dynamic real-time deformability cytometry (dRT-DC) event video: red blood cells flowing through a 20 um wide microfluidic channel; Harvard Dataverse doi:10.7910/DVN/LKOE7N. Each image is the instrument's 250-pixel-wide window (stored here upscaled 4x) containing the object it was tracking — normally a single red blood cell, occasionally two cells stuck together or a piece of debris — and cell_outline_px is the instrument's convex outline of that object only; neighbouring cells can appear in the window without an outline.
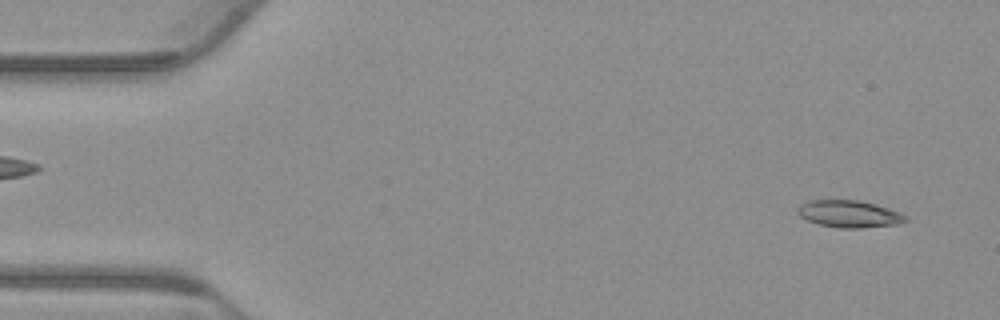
{"species": "common noctule bat (a hibernating species)", "species_latin": "Nyctalus noctula", "temperature_condition": "warm", "stored_images_in_passage": 53, "camera_frame_rate_fps": 3000, "um_per_image_px": 0.085, "animal": {"sex": "male", "body_mass_g": 23.1, "forearm_length_mm": 52.7}, "frame": {"image": 1, "passage_image": 3, "time_ms": 0.667, "image_size_px": [1000, 320], "cell_outline_px": [[908, 220], [900, 224], [860, 228], [840, 228], [820, 224], [808, 220], [800, 216], [796, 212], [800, 204], [808, 200], [860, 200], [876, 204], [900, 212], [908, 216]], "centroid_in_image_um": [72.21, 18.18], "position_along_channel_um": 12.8, "area_um2": 17.17}}
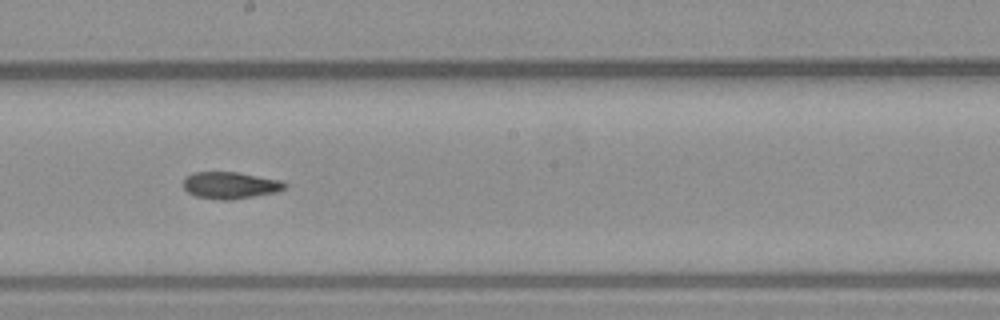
{"frame": {"image": 2, "passage_image": 29, "time_ms": 9.333, "image_size_px": [1000, 320], "cell_outline_px": [[288, 184], [284, 188], [276, 192], [232, 200], [220, 200], [196, 196], [188, 192], [184, 188], [184, 176], [192, 172], [236, 172], [280, 180]], "centroid_in_image_um": [19.54, 15.75], "position_along_channel_um": 228.7, "area_um2": 15.84}}
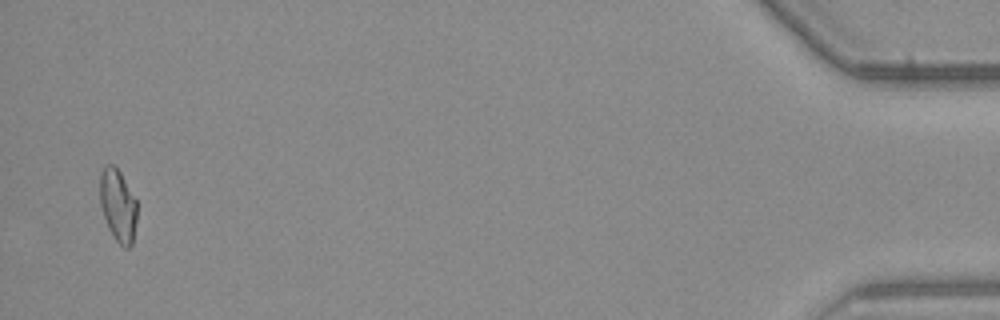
{"frame": {"image": 3, "passage_image": 52, "time_ms": 17.0, "image_size_px": [1000, 320], "cell_outline_px": [[136, 220], [132, 244], [128, 248], [124, 248], [116, 240], [108, 228], [100, 204], [100, 172], [108, 164], [112, 164], [120, 172], [136, 200]], "centroid_in_image_um": [10.02, 17.47], "position_along_channel_um": 425.2, "area_um2": 15.43}, "authors_computed_cell_mechanics": {"area_um2": 16.3574, "velocity_mm_per_s": 3.8206, "shape_relaxation_time_tau1_ms": null, "shape_relaxation_time_tau2_ms": 7.1092, "deformation_change_tau1": null, "deformation_change_tau2": 0.1384}}